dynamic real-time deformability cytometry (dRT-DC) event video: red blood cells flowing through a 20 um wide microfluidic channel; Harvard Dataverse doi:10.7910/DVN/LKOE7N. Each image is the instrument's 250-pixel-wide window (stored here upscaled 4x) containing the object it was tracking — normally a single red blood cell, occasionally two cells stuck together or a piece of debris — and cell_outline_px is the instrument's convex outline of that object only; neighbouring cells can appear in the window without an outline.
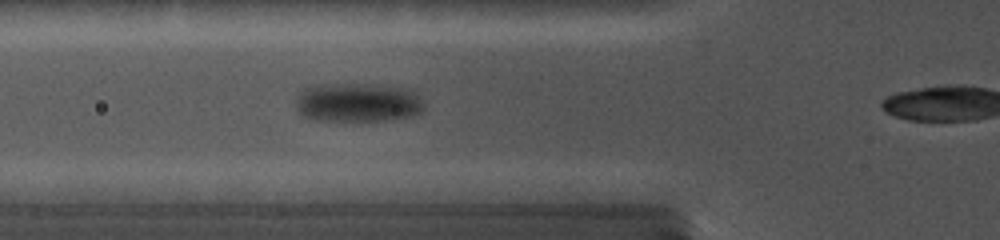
{"species": "common noctule bat (a hibernating species)", "species_latin": "Nyctalus noctula", "temperature_condition": "cold", "stored_images_in_passage": 8, "camera_frame_rate_fps": 5000, "um_per_image_px": 0.085, "animal": {"sex": "female", "body_mass_g": 19.0, "forearm_length_mm": 56.7}, "frame": {"image": 1, "passage_image": 2, "time_ms": 0.8, "image_size_px": [1000, 240], "cell_outline_px": [[424, 108], [420, 112], [412, 116], [384, 120], [308, 120], [296, 108], [296, 104], [300, 92], [312, 84], [376, 84], [412, 88], [424, 104]], "centroid_in_image_um": [30.42, 8.69], "position_along_channel_um": 95.4, "area_um2": 29.42}}